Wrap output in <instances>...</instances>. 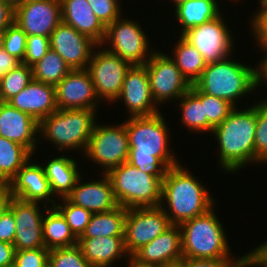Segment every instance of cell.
<instances>
[{
  "label": "cell",
  "mask_w": 267,
  "mask_h": 267,
  "mask_svg": "<svg viewBox=\"0 0 267 267\" xmlns=\"http://www.w3.org/2000/svg\"><path fill=\"white\" fill-rule=\"evenodd\" d=\"M171 225L160 206L127 209L124 225V244L127 253L132 256Z\"/></svg>",
  "instance_id": "obj_13"
},
{
  "label": "cell",
  "mask_w": 267,
  "mask_h": 267,
  "mask_svg": "<svg viewBox=\"0 0 267 267\" xmlns=\"http://www.w3.org/2000/svg\"><path fill=\"white\" fill-rule=\"evenodd\" d=\"M256 131V102L245 108L235 107L223 122L213 128L211 137L217 141L219 168L234 174L246 165L255 164L254 138ZM249 163V164H248ZM226 171V172H225Z\"/></svg>",
  "instance_id": "obj_2"
},
{
  "label": "cell",
  "mask_w": 267,
  "mask_h": 267,
  "mask_svg": "<svg viewBox=\"0 0 267 267\" xmlns=\"http://www.w3.org/2000/svg\"><path fill=\"white\" fill-rule=\"evenodd\" d=\"M145 66L152 98L159 107H163L166 102L175 103L192 87L169 54L162 52L159 48L152 54Z\"/></svg>",
  "instance_id": "obj_10"
},
{
  "label": "cell",
  "mask_w": 267,
  "mask_h": 267,
  "mask_svg": "<svg viewBox=\"0 0 267 267\" xmlns=\"http://www.w3.org/2000/svg\"><path fill=\"white\" fill-rule=\"evenodd\" d=\"M184 165L180 162L170 167L162 180L160 207L174 225L202 215L216 204L209 188Z\"/></svg>",
  "instance_id": "obj_3"
},
{
  "label": "cell",
  "mask_w": 267,
  "mask_h": 267,
  "mask_svg": "<svg viewBox=\"0 0 267 267\" xmlns=\"http://www.w3.org/2000/svg\"><path fill=\"white\" fill-rule=\"evenodd\" d=\"M33 80L32 67L19 64L0 77V101L7 102L20 93Z\"/></svg>",
  "instance_id": "obj_34"
},
{
  "label": "cell",
  "mask_w": 267,
  "mask_h": 267,
  "mask_svg": "<svg viewBox=\"0 0 267 267\" xmlns=\"http://www.w3.org/2000/svg\"><path fill=\"white\" fill-rule=\"evenodd\" d=\"M49 49V37L38 35L27 36L26 50L22 63L32 67L46 55Z\"/></svg>",
  "instance_id": "obj_41"
},
{
  "label": "cell",
  "mask_w": 267,
  "mask_h": 267,
  "mask_svg": "<svg viewBox=\"0 0 267 267\" xmlns=\"http://www.w3.org/2000/svg\"><path fill=\"white\" fill-rule=\"evenodd\" d=\"M95 109H57L39 122V141L61 152L84 155L98 119ZM50 142V143H49ZM66 150V151H65Z\"/></svg>",
  "instance_id": "obj_5"
},
{
  "label": "cell",
  "mask_w": 267,
  "mask_h": 267,
  "mask_svg": "<svg viewBox=\"0 0 267 267\" xmlns=\"http://www.w3.org/2000/svg\"><path fill=\"white\" fill-rule=\"evenodd\" d=\"M170 1H172L170 3H173L172 5H174L172 7H175L176 8L178 5L182 4L185 0H170Z\"/></svg>",
  "instance_id": "obj_56"
},
{
  "label": "cell",
  "mask_w": 267,
  "mask_h": 267,
  "mask_svg": "<svg viewBox=\"0 0 267 267\" xmlns=\"http://www.w3.org/2000/svg\"><path fill=\"white\" fill-rule=\"evenodd\" d=\"M49 252L45 247L15 251V267H44L48 264Z\"/></svg>",
  "instance_id": "obj_42"
},
{
  "label": "cell",
  "mask_w": 267,
  "mask_h": 267,
  "mask_svg": "<svg viewBox=\"0 0 267 267\" xmlns=\"http://www.w3.org/2000/svg\"><path fill=\"white\" fill-rule=\"evenodd\" d=\"M182 267H245V254L235 258L194 259L183 258Z\"/></svg>",
  "instance_id": "obj_43"
},
{
  "label": "cell",
  "mask_w": 267,
  "mask_h": 267,
  "mask_svg": "<svg viewBox=\"0 0 267 267\" xmlns=\"http://www.w3.org/2000/svg\"><path fill=\"white\" fill-rule=\"evenodd\" d=\"M15 220L9 208L0 218V241L13 244L15 236Z\"/></svg>",
  "instance_id": "obj_45"
},
{
  "label": "cell",
  "mask_w": 267,
  "mask_h": 267,
  "mask_svg": "<svg viewBox=\"0 0 267 267\" xmlns=\"http://www.w3.org/2000/svg\"><path fill=\"white\" fill-rule=\"evenodd\" d=\"M217 0H185L174 9V20L180 25L177 33L183 35L189 29L214 20L222 12Z\"/></svg>",
  "instance_id": "obj_27"
},
{
  "label": "cell",
  "mask_w": 267,
  "mask_h": 267,
  "mask_svg": "<svg viewBox=\"0 0 267 267\" xmlns=\"http://www.w3.org/2000/svg\"><path fill=\"white\" fill-rule=\"evenodd\" d=\"M29 1H34V0H19V4H21L23 2H29Z\"/></svg>",
  "instance_id": "obj_57"
},
{
  "label": "cell",
  "mask_w": 267,
  "mask_h": 267,
  "mask_svg": "<svg viewBox=\"0 0 267 267\" xmlns=\"http://www.w3.org/2000/svg\"><path fill=\"white\" fill-rule=\"evenodd\" d=\"M5 267H15V265H14V264H12V265H9V266H5Z\"/></svg>",
  "instance_id": "obj_59"
},
{
  "label": "cell",
  "mask_w": 267,
  "mask_h": 267,
  "mask_svg": "<svg viewBox=\"0 0 267 267\" xmlns=\"http://www.w3.org/2000/svg\"><path fill=\"white\" fill-rule=\"evenodd\" d=\"M127 18L121 15L106 27L105 39L101 45L131 65H145L156 49H150L148 32L146 34L142 25Z\"/></svg>",
  "instance_id": "obj_8"
},
{
  "label": "cell",
  "mask_w": 267,
  "mask_h": 267,
  "mask_svg": "<svg viewBox=\"0 0 267 267\" xmlns=\"http://www.w3.org/2000/svg\"><path fill=\"white\" fill-rule=\"evenodd\" d=\"M261 55L264 54L263 58L261 56V60L259 62H255L256 64V78H257V90L259 89L260 86H263L265 84V87H267V49H259ZM264 82V84H263ZM267 101V97L265 99Z\"/></svg>",
  "instance_id": "obj_48"
},
{
  "label": "cell",
  "mask_w": 267,
  "mask_h": 267,
  "mask_svg": "<svg viewBox=\"0 0 267 267\" xmlns=\"http://www.w3.org/2000/svg\"><path fill=\"white\" fill-rule=\"evenodd\" d=\"M45 248L71 247L77 245L78 238L73 234L65 217L56 207H49L42 219Z\"/></svg>",
  "instance_id": "obj_29"
},
{
  "label": "cell",
  "mask_w": 267,
  "mask_h": 267,
  "mask_svg": "<svg viewBox=\"0 0 267 267\" xmlns=\"http://www.w3.org/2000/svg\"><path fill=\"white\" fill-rule=\"evenodd\" d=\"M62 153L55 155L48 161L41 163L45 175L49 181L52 193L58 200L67 198L75 187L78 179L82 176L80 163L76 158Z\"/></svg>",
  "instance_id": "obj_25"
},
{
  "label": "cell",
  "mask_w": 267,
  "mask_h": 267,
  "mask_svg": "<svg viewBox=\"0 0 267 267\" xmlns=\"http://www.w3.org/2000/svg\"><path fill=\"white\" fill-rule=\"evenodd\" d=\"M5 31H0V77L16 68L21 62L3 49Z\"/></svg>",
  "instance_id": "obj_47"
},
{
  "label": "cell",
  "mask_w": 267,
  "mask_h": 267,
  "mask_svg": "<svg viewBox=\"0 0 267 267\" xmlns=\"http://www.w3.org/2000/svg\"><path fill=\"white\" fill-rule=\"evenodd\" d=\"M129 155L128 133L124 121L121 124L96 123L84 155L107 174L112 168L127 162Z\"/></svg>",
  "instance_id": "obj_9"
},
{
  "label": "cell",
  "mask_w": 267,
  "mask_h": 267,
  "mask_svg": "<svg viewBox=\"0 0 267 267\" xmlns=\"http://www.w3.org/2000/svg\"><path fill=\"white\" fill-rule=\"evenodd\" d=\"M38 122L57 110L55 86L32 80L20 93L7 101Z\"/></svg>",
  "instance_id": "obj_23"
},
{
  "label": "cell",
  "mask_w": 267,
  "mask_h": 267,
  "mask_svg": "<svg viewBox=\"0 0 267 267\" xmlns=\"http://www.w3.org/2000/svg\"><path fill=\"white\" fill-rule=\"evenodd\" d=\"M178 103V104H177ZM181 111L180 124L185 126L194 134H211L213 126L208 122L207 116L204 110V104L201 102V91L192 84V87L184 95H182L177 101Z\"/></svg>",
  "instance_id": "obj_28"
},
{
  "label": "cell",
  "mask_w": 267,
  "mask_h": 267,
  "mask_svg": "<svg viewBox=\"0 0 267 267\" xmlns=\"http://www.w3.org/2000/svg\"><path fill=\"white\" fill-rule=\"evenodd\" d=\"M214 205L206 213L181 223L183 258H234L226 230Z\"/></svg>",
  "instance_id": "obj_6"
},
{
  "label": "cell",
  "mask_w": 267,
  "mask_h": 267,
  "mask_svg": "<svg viewBox=\"0 0 267 267\" xmlns=\"http://www.w3.org/2000/svg\"><path fill=\"white\" fill-rule=\"evenodd\" d=\"M77 245L92 267H118L116 262L127 261L130 257L125 248L124 236L78 238Z\"/></svg>",
  "instance_id": "obj_24"
},
{
  "label": "cell",
  "mask_w": 267,
  "mask_h": 267,
  "mask_svg": "<svg viewBox=\"0 0 267 267\" xmlns=\"http://www.w3.org/2000/svg\"><path fill=\"white\" fill-rule=\"evenodd\" d=\"M61 0L23 2L14 9V22L27 36L50 37L62 22Z\"/></svg>",
  "instance_id": "obj_15"
},
{
  "label": "cell",
  "mask_w": 267,
  "mask_h": 267,
  "mask_svg": "<svg viewBox=\"0 0 267 267\" xmlns=\"http://www.w3.org/2000/svg\"><path fill=\"white\" fill-rule=\"evenodd\" d=\"M159 267H182V265H181V261H180V262H176V263H172V264L161 265Z\"/></svg>",
  "instance_id": "obj_55"
},
{
  "label": "cell",
  "mask_w": 267,
  "mask_h": 267,
  "mask_svg": "<svg viewBox=\"0 0 267 267\" xmlns=\"http://www.w3.org/2000/svg\"><path fill=\"white\" fill-rule=\"evenodd\" d=\"M62 22L91 38L98 45L105 39L106 27L94 15L87 0H61Z\"/></svg>",
  "instance_id": "obj_26"
},
{
  "label": "cell",
  "mask_w": 267,
  "mask_h": 267,
  "mask_svg": "<svg viewBox=\"0 0 267 267\" xmlns=\"http://www.w3.org/2000/svg\"><path fill=\"white\" fill-rule=\"evenodd\" d=\"M31 156L24 146L0 136V184H9Z\"/></svg>",
  "instance_id": "obj_32"
},
{
  "label": "cell",
  "mask_w": 267,
  "mask_h": 267,
  "mask_svg": "<svg viewBox=\"0 0 267 267\" xmlns=\"http://www.w3.org/2000/svg\"><path fill=\"white\" fill-rule=\"evenodd\" d=\"M99 176L100 179H88L90 182L81 176L67 199L92 214L115 209L118 204L112 182L107 174L100 173Z\"/></svg>",
  "instance_id": "obj_21"
},
{
  "label": "cell",
  "mask_w": 267,
  "mask_h": 267,
  "mask_svg": "<svg viewBox=\"0 0 267 267\" xmlns=\"http://www.w3.org/2000/svg\"><path fill=\"white\" fill-rule=\"evenodd\" d=\"M234 58L236 57L230 55L220 61L207 64L194 85L203 93L224 99L234 107H239V100L243 101L244 97L255 95L257 64L252 67Z\"/></svg>",
  "instance_id": "obj_4"
},
{
  "label": "cell",
  "mask_w": 267,
  "mask_h": 267,
  "mask_svg": "<svg viewBox=\"0 0 267 267\" xmlns=\"http://www.w3.org/2000/svg\"><path fill=\"white\" fill-rule=\"evenodd\" d=\"M227 23L221 13L214 20L197 25L182 36L199 51L207 64L214 63L227 58L236 50V36Z\"/></svg>",
  "instance_id": "obj_12"
},
{
  "label": "cell",
  "mask_w": 267,
  "mask_h": 267,
  "mask_svg": "<svg viewBox=\"0 0 267 267\" xmlns=\"http://www.w3.org/2000/svg\"><path fill=\"white\" fill-rule=\"evenodd\" d=\"M259 1V6L256 8V12H267V0H258ZM258 9V10H257Z\"/></svg>",
  "instance_id": "obj_53"
},
{
  "label": "cell",
  "mask_w": 267,
  "mask_h": 267,
  "mask_svg": "<svg viewBox=\"0 0 267 267\" xmlns=\"http://www.w3.org/2000/svg\"><path fill=\"white\" fill-rule=\"evenodd\" d=\"M176 38L178 40L171 48L169 56L186 79L194 84L201 77L207 63L199 51L182 35Z\"/></svg>",
  "instance_id": "obj_30"
},
{
  "label": "cell",
  "mask_w": 267,
  "mask_h": 267,
  "mask_svg": "<svg viewBox=\"0 0 267 267\" xmlns=\"http://www.w3.org/2000/svg\"><path fill=\"white\" fill-rule=\"evenodd\" d=\"M14 22V9L0 1V31H5Z\"/></svg>",
  "instance_id": "obj_50"
},
{
  "label": "cell",
  "mask_w": 267,
  "mask_h": 267,
  "mask_svg": "<svg viewBox=\"0 0 267 267\" xmlns=\"http://www.w3.org/2000/svg\"><path fill=\"white\" fill-rule=\"evenodd\" d=\"M201 102L204 104V110L208 122L214 128L220 125L235 108L228 101L203 92H201Z\"/></svg>",
  "instance_id": "obj_38"
},
{
  "label": "cell",
  "mask_w": 267,
  "mask_h": 267,
  "mask_svg": "<svg viewBox=\"0 0 267 267\" xmlns=\"http://www.w3.org/2000/svg\"><path fill=\"white\" fill-rule=\"evenodd\" d=\"M48 264L51 267H92L78 245L51 249Z\"/></svg>",
  "instance_id": "obj_37"
},
{
  "label": "cell",
  "mask_w": 267,
  "mask_h": 267,
  "mask_svg": "<svg viewBox=\"0 0 267 267\" xmlns=\"http://www.w3.org/2000/svg\"><path fill=\"white\" fill-rule=\"evenodd\" d=\"M129 117L151 116L161 112L152 98L145 65H131L126 72L119 97ZM160 108V111H159Z\"/></svg>",
  "instance_id": "obj_16"
},
{
  "label": "cell",
  "mask_w": 267,
  "mask_h": 267,
  "mask_svg": "<svg viewBox=\"0 0 267 267\" xmlns=\"http://www.w3.org/2000/svg\"><path fill=\"white\" fill-rule=\"evenodd\" d=\"M0 136L24 146L33 156L39 147V122L29 115L0 101Z\"/></svg>",
  "instance_id": "obj_20"
},
{
  "label": "cell",
  "mask_w": 267,
  "mask_h": 267,
  "mask_svg": "<svg viewBox=\"0 0 267 267\" xmlns=\"http://www.w3.org/2000/svg\"><path fill=\"white\" fill-rule=\"evenodd\" d=\"M126 214L127 209L119 205L110 211L92 214L85 232L79 238L124 236Z\"/></svg>",
  "instance_id": "obj_31"
},
{
  "label": "cell",
  "mask_w": 267,
  "mask_h": 267,
  "mask_svg": "<svg viewBox=\"0 0 267 267\" xmlns=\"http://www.w3.org/2000/svg\"><path fill=\"white\" fill-rule=\"evenodd\" d=\"M255 165H267V101L256 102Z\"/></svg>",
  "instance_id": "obj_36"
},
{
  "label": "cell",
  "mask_w": 267,
  "mask_h": 267,
  "mask_svg": "<svg viewBox=\"0 0 267 267\" xmlns=\"http://www.w3.org/2000/svg\"><path fill=\"white\" fill-rule=\"evenodd\" d=\"M107 175L119 206L126 209L160 206L165 175L148 174L128 162L112 168Z\"/></svg>",
  "instance_id": "obj_7"
},
{
  "label": "cell",
  "mask_w": 267,
  "mask_h": 267,
  "mask_svg": "<svg viewBox=\"0 0 267 267\" xmlns=\"http://www.w3.org/2000/svg\"><path fill=\"white\" fill-rule=\"evenodd\" d=\"M250 16L249 33L254 38L252 41H255L258 49H267V12H252Z\"/></svg>",
  "instance_id": "obj_44"
},
{
  "label": "cell",
  "mask_w": 267,
  "mask_h": 267,
  "mask_svg": "<svg viewBox=\"0 0 267 267\" xmlns=\"http://www.w3.org/2000/svg\"><path fill=\"white\" fill-rule=\"evenodd\" d=\"M94 15L107 27L117 20L123 11L120 0H87Z\"/></svg>",
  "instance_id": "obj_40"
},
{
  "label": "cell",
  "mask_w": 267,
  "mask_h": 267,
  "mask_svg": "<svg viewBox=\"0 0 267 267\" xmlns=\"http://www.w3.org/2000/svg\"><path fill=\"white\" fill-rule=\"evenodd\" d=\"M131 64L98 45L86 67L101 103L113 105L119 97L126 72ZM104 101V102H103Z\"/></svg>",
  "instance_id": "obj_11"
},
{
  "label": "cell",
  "mask_w": 267,
  "mask_h": 267,
  "mask_svg": "<svg viewBox=\"0 0 267 267\" xmlns=\"http://www.w3.org/2000/svg\"><path fill=\"white\" fill-rule=\"evenodd\" d=\"M231 2L233 1H235L234 3H237V2H239L240 1V3L242 2L241 0H230Z\"/></svg>",
  "instance_id": "obj_58"
},
{
  "label": "cell",
  "mask_w": 267,
  "mask_h": 267,
  "mask_svg": "<svg viewBox=\"0 0 267 267\" xmlns=\"http://www.w3.org/2000/svg\"><path fill=\"white\" fill-rule=\"evenodd\" d=\"M27 35L13 22L4 33L3 49L21 63L24 60Z\"/></svg>",
  "instance_id": "obj_39"
},
{
  "label": "cell",
  "mask_w": 267,
  "mask_h": 267,
  "mask_svg": "<svg viewBox=\"0 0 267 267\" xmlns=\"http://www.w3.org/2000/svg\"><path fill=\"white\" fill-rule=\"evenodd\" d=\"M132 256L139 262L158 266L180 262L183 259L180 226L172 224Z\"/></svg>",
  "instance_id": "obj_22"
},
{
  "label": "cell",
  "mask_w": 267,
  "mask_h": 267,
  "mask_svg": "<svg viewBox=\"0 0 267 267\" xmlns=\"http://www.w3.org/2000/svg\"><path fill=\"white\" fill-rule=\"evenodd\" d=\"M50 48L57 52L71 70L86 69L98 46L91 38L61 22L49 37Z\"/></svg>",
  "instance_id": "obj_17"
},
{
  "label": "cell",
  "mask_w": 267,
  "mask_h": 267,
  "mask_svg": "<svg viewBox=\"0 0 267 267\" xmlns=\"http://www.w3.org/2000/svg\"><path fill=\"white\" fill-rule=\"evenodd\" d=\"M55 89L57 109H100V100L86 69L71 70Z\"/></svg>",
  "instance_id": "obj_19"
},
{
  "label": "cell",
  "mask_w": 267,
  "mask_h": 267,
  "mask_svg": "<svg viewBox=\"0 0 267 267\" xmlns=\"http://www.w3.org/2000/svg\"><path fill=\"white\" fill-rule=\"evenodd\" d=\"M126 262L127 264L125 265V267L127 266L128 267H159L158 265L145 264V263L139 262L133 256H130Z\"/></svg>",
  "instance_id": "obj_52"
},
{
  "label": "cell",
  "mask_w": 267,
  "mask_h": 267,
  "mask_svg": "<svg viewBox=\"0 0 267 267\" xmlns=\"http://www.w3.org/2000/svg\"><path fill=\"white\" fill-rule=\"evenodd\" d=\"M245 267H267V239L245 253Z\"/></svg>",
  "instance_id": "obj_46"
},
{
  "label": "cell",
  "mask_w": 267,
  "mask_h": 267,
  "mask_svg": "<svg viewBox=\"0 0 267 267\" xmlns=\"http://www.w3.org/2000/svg\"><path fill=\"white\" fill-rule=\"evenodd\" d=\"M71 71L63 58L51 48L32 66L33 79L56 86Z\"/></svg>",
  "instance_id": "obj_33"
},
{
  "label": "cell",
  "mask_w": 267,
  "mask_h": 267,
  "mask_svg": "<svg viewBox=\"0 0 267 267\" xmlns=\"http://www.w3.org/2000/svg\"><path fill=\"white\" fill-rule=\"evenodd\" d=\"M163 115L159 112L127 117L124 121L129 141L127 162L152 175H165L170 167L181 162L171 149V131Z\"/></svg>",
  "instance_id": "obj_1"
},
{
  "label": "cell",
  "mask_w": 267,
  "mask_h": 267,
  "mask_svg": "<svg viewBox=\"0 0 267 267\" xmlns=\"http://www.w3.org/2000/svg\"><path fill=\"white\" fill-rule=\"evenodd\" d=\"M9 208L13 212L16 225L13 242L15 251L45 247L42 219L49 207L13 197Z\"/></svg>",
  "instance_id": "obj_14"
},
{
  "label": "cell",
  "mask_w": 267,
  "mask_h": 267,
  "mask_svg": "<svg viewBox=\"0 0 267 267\" xmlns=\"http://www.w3.org/2000/svg\"><path fill=\"white\" fill-rule=\"evenodd\" d=\"M14 255V245L0 241V267H5L14 264Z\"/></svg>",
  "instance_id": "obj_49"
},
{
  "label": "cell",
  "mask_w": 267,
  "mask_h": 267,
  "mask_svg": "<svg viewBox=\"0 0 267 267\" xmlns=\"http://www.w3.org/2000/svg\"><path fill=\"white\" fill-rule=\"evenodd\" d=\"M13 198L11 189L8 184H0V218L9 209L10 202Z\"/></svg>",
  "instance_id": "obj_51"
},
{
  "label": "cell",
  "mask_w": 267,
  "mask_h": 267,
  "mask_svg": "<svg viewBox=\"0 0 267 267\" xmlns=\"http://www.w3.org/2000/svg\"><path fill=\"white\" fill-rule=\"evenodd\" d=\"M60 201L56 202L55 207L65 217L73 234L77 238L81 237L86 230L92 213L83 207L74 205L67 198L60 199Z\"/></svg>",
  "instance_id": "obj_35"
},
{
  "label": "cell",
  "mask_w": 267,
  "mask_h": 267,
  "mask_svg": "<svg viewBox=\"0 0 267 267\" xmlns=\"http://www.w3.org/2000/svg\"><path fill=\"white\" fill-rule=\"evenodd\" d=\"M33 158L31 156L9 182L11 193L13 197L23 201L39 202L48 207H55L58 199L52 193L42 164L37 160L35 163Z\"/></svg>",
  "instance_id": "obj_18"
},
{
  "label": "cell",
  "mask_w": 267,
  "mask_h": 267,
  "mask_svg": "<svg viewBox=\"0 0 267 267\" xmlns=\"http://www.w3.org/2000/svg\"><path fill=\"white\" fill-rule=\"evenodd\" d=\"M0 1L8 4L13 9H15L19 5V0H0Z\"/></svg>",
  "instance_id": "obj_54"
}]
</instances>
